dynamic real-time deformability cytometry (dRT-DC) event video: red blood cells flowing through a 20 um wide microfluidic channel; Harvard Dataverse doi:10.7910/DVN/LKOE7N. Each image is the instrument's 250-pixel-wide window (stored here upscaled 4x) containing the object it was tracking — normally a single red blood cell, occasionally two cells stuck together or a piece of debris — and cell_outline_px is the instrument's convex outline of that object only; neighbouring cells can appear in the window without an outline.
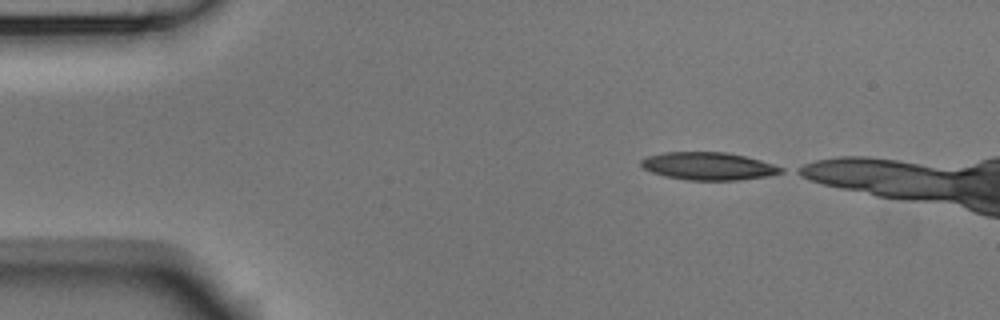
{"species": "Egyptian fruit bat (a non-hibernating species)", "species_latin": "Rousettus aegyptiacus", "temperature_condition": "room temperature", "stored_images_in_passage": 2, "camera_frame_rate_fps": 3000, "um_per_image_px": 0.085, "animal": {"sex": "male"}, "frame": {"image": 1, "passage_image": 1, "time_ms": 0.0, "image_size_px": [1000, 320], "cell_outline_px": [[784, 172], [768, 176], [736, 180], [688, 180], [664, 176], [652, 172], [644, 168], [640, 164], [640, 160], [648, 156], [660, 152], [728, 152], [760, 160], [784, 168]], "centroid_in_image_um": [60.2, 14.11], "position_along_channel_um": 24.8, "area_um2": 22.6}}